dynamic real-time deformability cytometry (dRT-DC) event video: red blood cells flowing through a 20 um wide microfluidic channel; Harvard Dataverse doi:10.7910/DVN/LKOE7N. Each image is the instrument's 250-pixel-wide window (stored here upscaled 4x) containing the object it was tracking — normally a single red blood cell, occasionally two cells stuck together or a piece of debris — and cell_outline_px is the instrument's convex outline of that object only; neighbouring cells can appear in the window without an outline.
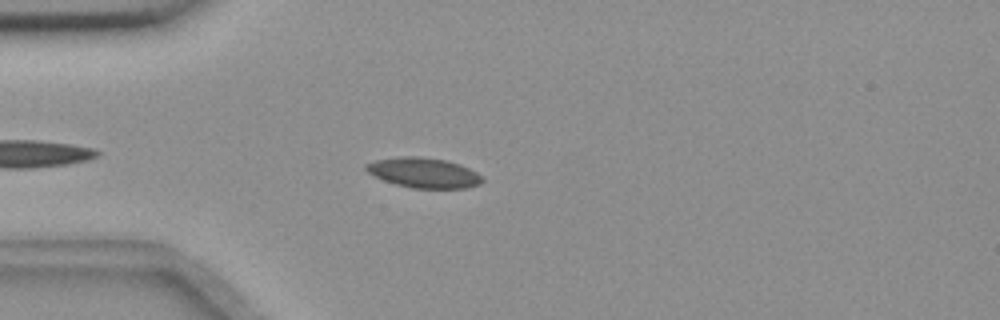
{"species": "common noctule bat (a hibernating species)", "species_latin": "Nyctalus noctula", "temperature_condition": "room temperature", "stored_images_in_passage": 44, "camera_frame_rate_fps": 3000, "um_per_image_px": 0.085, "animal": {"sex": "female", "body_mass_g": 18.4}, "frame": {"image": 1, "passage_image": 6, "time_ms": 1.667, "image_size_px": [1000, 320], "cell_outline_px": [[484, 180], [480, 184], [468, 188], [412, 188], [396, 184], [384, 180], [368, 172], [364, 168], [364, 164], [376, 160], [400, 156], [416, 156], [448, 160], [460, 164], [476, 172]], "centroid_in_image_um": [36.02, 14.68], "position_along_channel_um": 49.0, "area_um2": 20.35}}
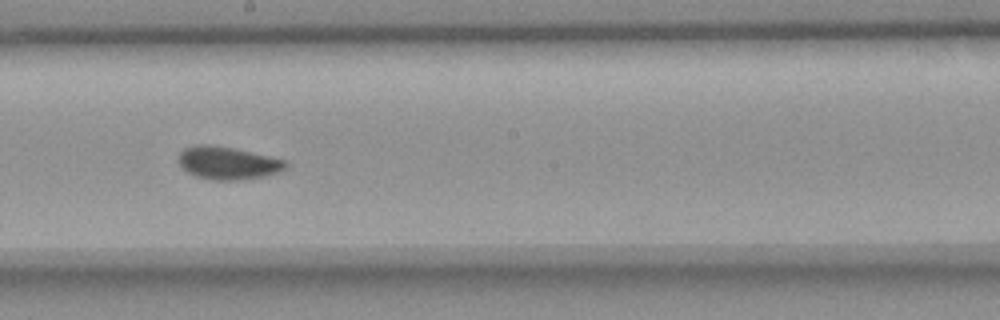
{"frame": {"image": 2, "passage_image": 22, "time_ms": 7.0, "image_size_px": [1000, 320], "cell_outline_px": [[288, 168], [264, 176], [240, 180], [212, 180], [196, 176], [180, 168], [180, 152], [184, 148], [196, 144], [208, 144], [232, 148], [284, 160], [288, 164]], "centroid_in_image_um": [19.33, 13.86], "position_along_channel_um": 228.9, "area_um2": 20.23}}
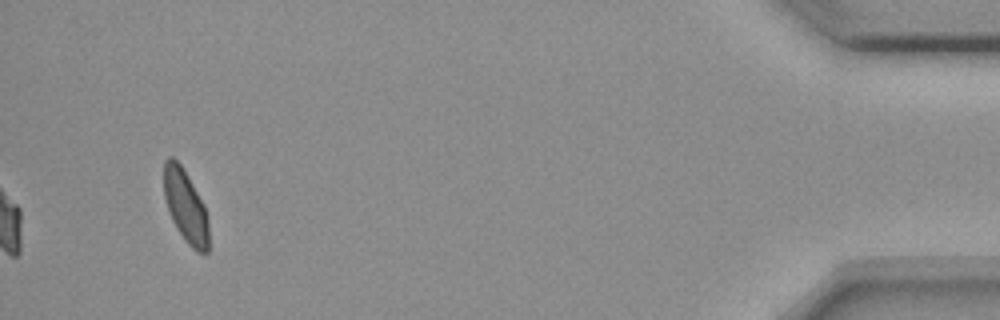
{"frame": {"image": 3, "passage_image": 44, "time_ms": 14.333, "image_size_px": [1000, 320], "cell_outline_px": [[208, 252], [196, 252], [184, 240], [176, 228], [172, 220], [164, 196], [164, 160], [168, 156], [172, 156], [180, 164], [188, 176], [204, 204], [208, 216]], "centroid_in_image_um": [15.77, 17.52], "position_along_channel_um": 419.4, "area_um2": 19.02}, "authors_computed_cell_mechanics": {"area_um2": 20.1433, "velocity_mm_per_s": 3.6225, "shape_relaxation_time_tau1_ms": 3.7752, "shape_relaxation_time_tau2_ms": 0.7511, "deformation_change_tau1": 0.0654, "deformation_change_tau2": 0.0648}}